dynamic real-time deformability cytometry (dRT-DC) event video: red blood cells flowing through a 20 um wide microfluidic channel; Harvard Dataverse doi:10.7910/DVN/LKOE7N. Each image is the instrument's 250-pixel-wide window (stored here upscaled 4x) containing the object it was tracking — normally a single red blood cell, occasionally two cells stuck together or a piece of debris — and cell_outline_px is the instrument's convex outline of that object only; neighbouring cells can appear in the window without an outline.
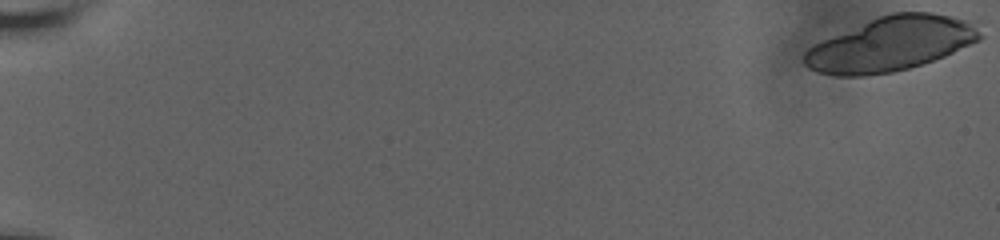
{"species": "human", "species_latin": "Homo sapiens", "temperature_condition": "room temperature", "stored_images_in_passage": 14, "camera_frame_rate_fps": 3000, "um_per_image_px": 0.085, "donor": {"sex": "male"}, "frame": {"image": 1, "passage_image": 1, "time_ms": 0.0, "image_size_px": [1000, 240], "cell_outline_px": [[984, 36], [980, 40], [944, 56], [908, 68], [892, 72], [864, 76], [836, 76], [820, 72], [808, 68], [804, 64], [804, 52], [808, 48], [824, 40], [880, 16], [892, 12], [932, 12], [952, 16], [968, 20]], "centroid_in_image_um": [75.75, 3.74], "position_along_channel_um": 9.3, "area_um2": 54.79}}